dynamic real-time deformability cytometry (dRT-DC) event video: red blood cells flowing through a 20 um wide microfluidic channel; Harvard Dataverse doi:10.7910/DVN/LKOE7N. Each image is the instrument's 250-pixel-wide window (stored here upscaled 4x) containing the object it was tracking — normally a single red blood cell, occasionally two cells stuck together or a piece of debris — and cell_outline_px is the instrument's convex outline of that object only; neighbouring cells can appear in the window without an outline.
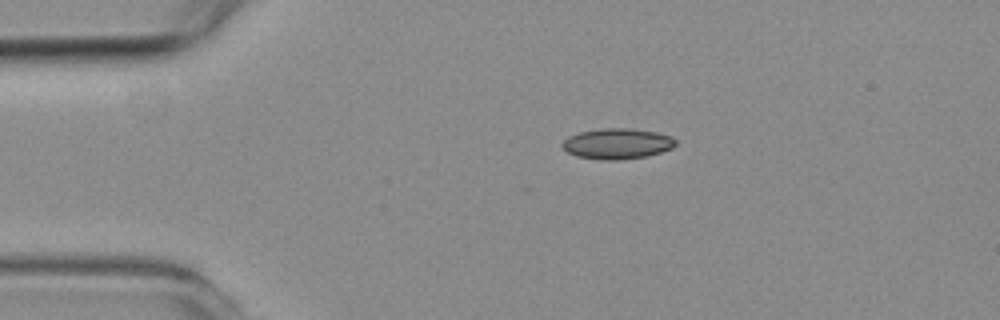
{"species": "common noctule bat (a hibernating species)", "species_latin": "Nyctalus noctula", "temperature_condition": "room temperature", "stored_images_in_passage": 3, "camera_frame_rate_fps": 3000, "um_per_image_px": 0.085, "animal": {"sex": "female", "body_mass_g": 19.3, "forearm_length_mm": 54.1}, "frame": {"image": 1, "passage_image": 1, "time_ms": 0.0, "image_size_px": [1000, 320], "cell_outline_px": [[676, 144], [672, 148], [660, 152], [644, 156], [620, 160], [604, 160], [576, 156], [568, 152], [560, 144], [568, 136], [580, 132], [604, 128], [628, 128], [656, 132], [672, 136], [676, 140]], "centroid_in_image_um": [52.46, 12.21], "position_along_channel_um": 32.5, "area_um2": 20.11}}
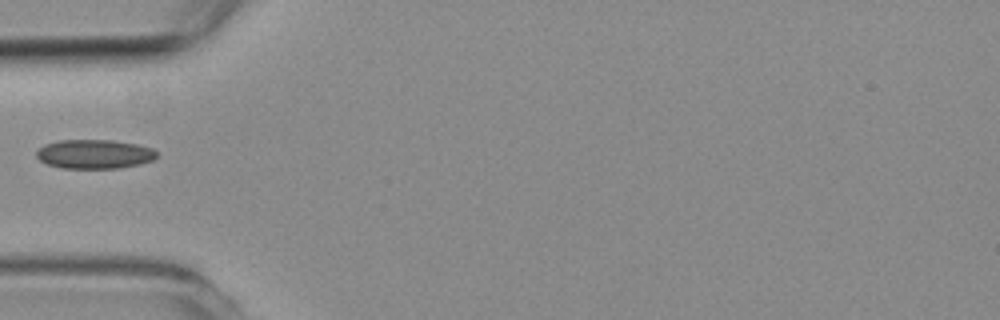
{"frame": {"image": 2, "passage_image": 3, "time_ms": 2.333, "image_size_px": [1000, 320], "cell_outline_px": [[156, 156], [152, 160], [140, 164], [120, 168], [60, 168], [48, 164], [40, 160], [36, 156], [36, 152], [44, 144], [60, 140], [112, 140], [136, 144], [152, 148], [156, 152]], "centroid_in_image_um": [8.01, 13.1], "position_along_channel_um": 77.0, "area_um2": 20.35}}